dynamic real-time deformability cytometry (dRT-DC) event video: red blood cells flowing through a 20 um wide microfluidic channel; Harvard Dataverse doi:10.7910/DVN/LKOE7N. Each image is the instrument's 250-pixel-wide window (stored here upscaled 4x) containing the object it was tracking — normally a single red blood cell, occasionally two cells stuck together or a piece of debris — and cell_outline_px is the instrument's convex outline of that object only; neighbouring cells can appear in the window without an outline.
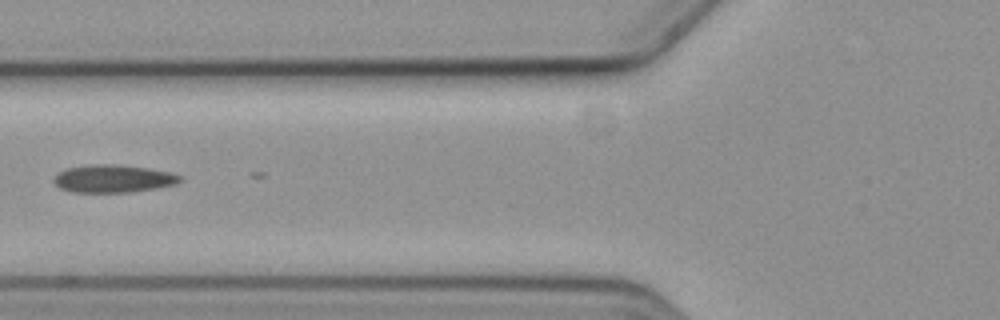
{"species": "common noctule bat (a hibernating species)", "species_latin": "Nyctalus noctula", "temperature_condition": "cold", "stored_images_in_passage": 8, "camera_frame_rate_fps": 3000, "um_per_image_px": 0.085, "animal": {"sex": "female", "body_mass_g": 19.3, "forearm_length_mm": 54.1}, "frame": {"image": 1, "passage_image": 6, "time_ms": 6.333, "image_size_px": [1000, 320], "cell_outline_px": [[184, 180], [176, 184], [156, 188], [132, 192], [72, 192], [60, 188], [52, 180], [60, 172], [68, 168], [92, 164], [112, 164], [148, 168], [168, 172], [180, 176]], "centroid_in_image_um": [9.64, 15.19], "position_along_channel_um": 116.2, "area_um2": 20.23}}
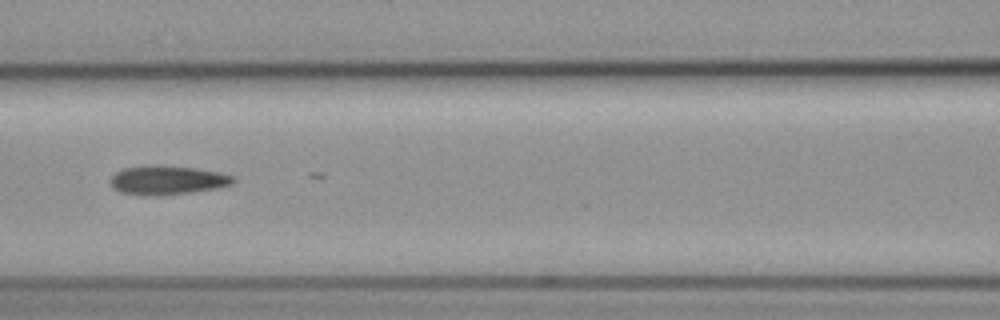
{"frame": {"image": 2, "passage_image": 7, "time_ms": 7.333, "image_size_px": [1000, 320], "cell_outline_px": [[236, 180], [232, 184], [216, 188], [192, 192], [156, 196], [120, 192], [112, 188], [112, 176], [116, 172], [124, 168], [196, 168], [220, 172], [232, 176]], "centroid_in_image_um": [14.28, 15.36], "position_along_channel_um": 152.3, "area_um2": 19.65}}